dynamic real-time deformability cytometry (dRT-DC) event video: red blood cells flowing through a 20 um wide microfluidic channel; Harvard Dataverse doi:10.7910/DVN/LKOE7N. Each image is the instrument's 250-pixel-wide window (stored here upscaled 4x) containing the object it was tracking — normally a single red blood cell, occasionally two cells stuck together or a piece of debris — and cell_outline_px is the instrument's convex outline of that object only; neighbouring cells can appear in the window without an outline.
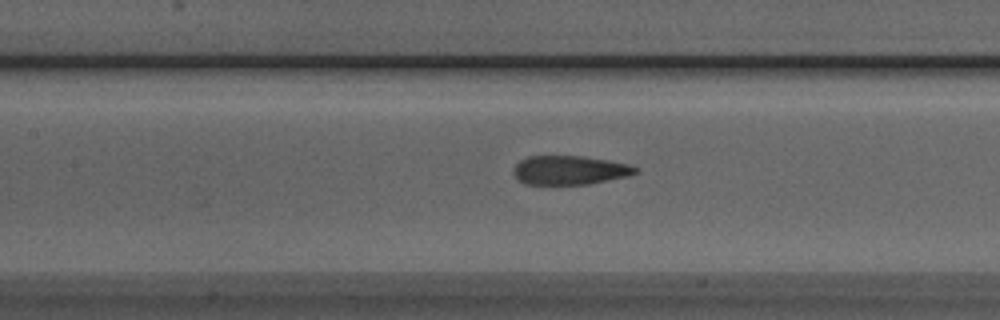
{"species": "Egyptian fruit bat (a non-hibernating species)", "species_latin": "Rousettus aegyptiacus", "temperature_condition": "room temperature", "stored_images_in_passage": 30, "camera_frame_rate_fps": 3000, "um_per_image_px": 0.085, "animal": {"sex": "male"}, "frame": {"image": 1, "passage_image": 12, "time_ms": 3.667, "image_size_px": [1000, 320], "cell_outline_px": [[636, 172], [628, 176], [588, 184], [524, 184], [512, 172], [512, 168], [520, 160], [528, 156], [584, 156], [628, 164], [636, 168]], "centroid_in_image_um": [48.37, 14.46], "position_along_channel_um": 159.0, "area_um2": 20.4}}
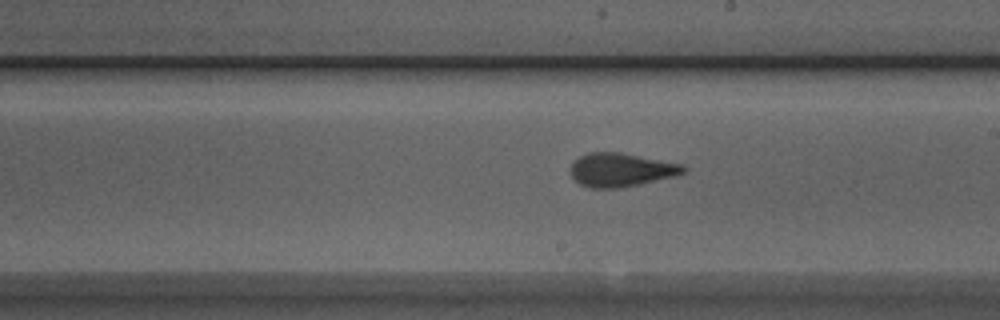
{"frame": {"image": 2, "passage_image": 18, "time_ms": 5.667, "image_size_px": [1000, 320], "cell_outline_px": [[688, 168], [684, 172], [676, 176], [640, 184], [620, 188], [588, 188], [580, 184], [568, 172], [572, 164], [580, 156], [588, 152], [620, 152], [684, 164]], "centroid_in_image_um": [52.8, 14.44], "position_along_channel_um": 236.2, "area_um2": 22.31}}
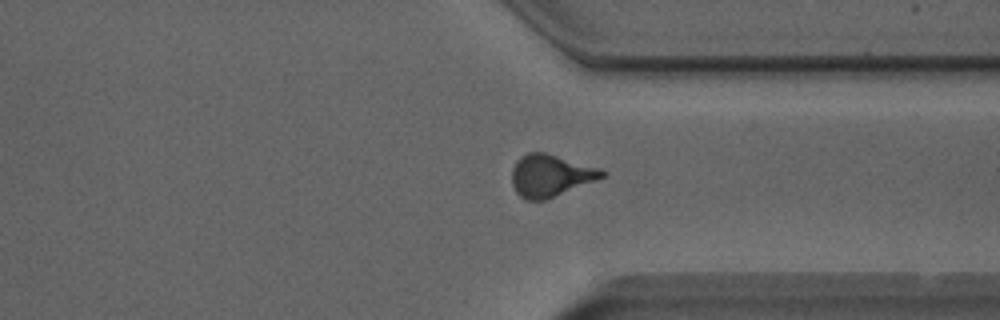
{"frame": {"image": 3, "passage_image": 28, "time_ms": 9.0, "image_size_px": [1000, 320], "cell_outline_px": [[608, 172], [604, 176], [596, 180], [544, 200], [524, 200], [516, 192], [512, 184], [512, 168], [516, 160], [520, 156], [528, 152], [544, 152], [604, 168]], "centroid_in_image_um": [46.8, 14.9], "position_along_channel_um": 364.6, "area_um2": 22.31}}